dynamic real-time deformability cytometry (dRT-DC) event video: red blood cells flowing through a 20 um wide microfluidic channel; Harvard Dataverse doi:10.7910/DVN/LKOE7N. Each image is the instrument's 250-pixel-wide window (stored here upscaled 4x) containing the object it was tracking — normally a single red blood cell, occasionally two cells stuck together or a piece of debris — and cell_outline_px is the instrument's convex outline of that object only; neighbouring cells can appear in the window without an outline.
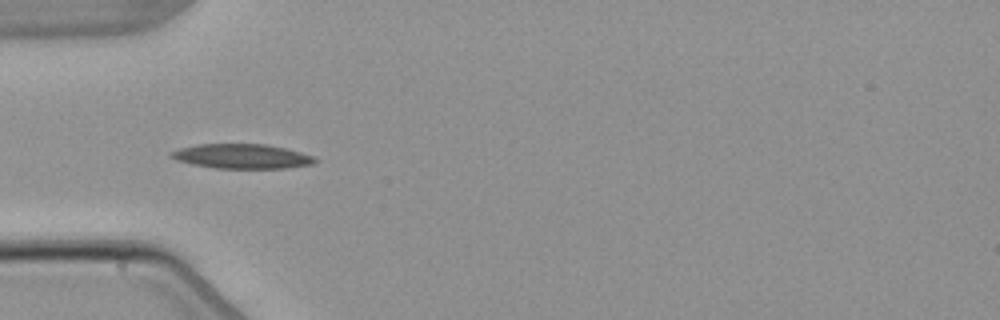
{"species": "common noctule bat (a hibernating species)", "species_latin": "Nyctalus noctula", "temperature_condition": "warm", "stored_images_in_passage": 6, "camera_frame_rate_fps": 3000, "um_per_image_px": 0.085, "animal": {"sex": "male", "body_mass_g": 21.5, "forearm_length_mm": 52.0}, "frame": {"image": 1, "passage_image": 5, "time_ms": 5.0, "image_size_px": [1000, 320], "cell_outline_px": [[316, 160], [312, 164], [288, 168], [216, 168], [192, 164], [176, 160], [168, 156], [168, 152], [180, 148], [200, 144], [268, 144], [300, 152], [312, 156]], "centroid_in_image_um": [20.51, 13.28], "position_along_channel_um": 64.5, "area_um2": 20.52}}